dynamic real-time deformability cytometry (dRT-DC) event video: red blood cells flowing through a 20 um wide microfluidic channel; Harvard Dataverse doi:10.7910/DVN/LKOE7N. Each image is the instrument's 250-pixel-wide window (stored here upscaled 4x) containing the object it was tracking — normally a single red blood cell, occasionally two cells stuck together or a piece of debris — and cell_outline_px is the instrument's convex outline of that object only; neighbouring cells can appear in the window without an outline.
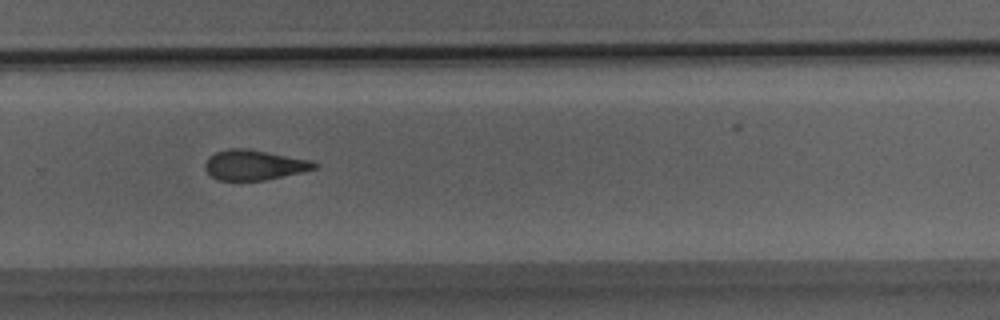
{"species": "Egyptian fruit bat (a non-hibernating species)", "species_latin": "Rousettus aegyptiacus", "temperature_condition": "room temperature", "stored_images_in_passage": 25, "camera_frame_rate_fps": 3000, "um_per_image_px": 0.085, "animal": {"sex": "male"}, "frame": {"image": 1, "passage_image": 15, "time_ms": 4.667, "image_size_px": [1000, 320], "cell_outline_px": [[320, 164], [316, 168], [300, 172], [264, 180], [216, 180], [204, 168], [204, 164], [208, 156], [216, 152], [228, 148], [248, 148], [308, 160]], "centroid_in_image_um": [21.54, 14.01], "position_along_channel_um": 308.3, "area_um2": 19.02}}